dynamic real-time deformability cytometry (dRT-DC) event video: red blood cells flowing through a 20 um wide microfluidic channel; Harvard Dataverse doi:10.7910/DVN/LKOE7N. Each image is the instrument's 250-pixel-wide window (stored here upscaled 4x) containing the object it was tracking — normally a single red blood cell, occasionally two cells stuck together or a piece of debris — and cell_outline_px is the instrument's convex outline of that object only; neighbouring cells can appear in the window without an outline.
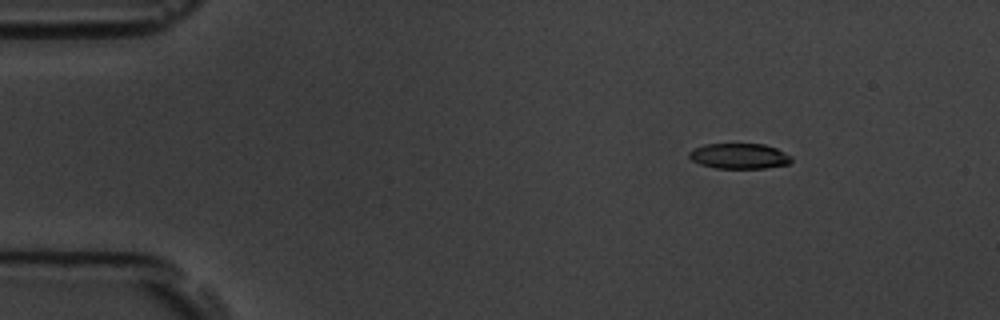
{"species": "common noctule bat (a hibernating species)", "species_latin": "Nyctalus noctula", "temperature_condition": "room temperature", "stored_images_in_passage": 3, "camera_frame_rate_fps": 3000, "um_per_image_px": 0.085, "animal": {"sex": "male", "body_mass_g": 19.5, "forearm_length_mm": 54.6}, "frame": {"image": 1, "passage_image": 1, "time_ms": 0.0, "image_size_px": [1000, 320], "cell_outline_px": [[792, 160], [788, 164], [764, 168], [716, 168], [700, 164], [692, 160], [688, 156], [688, 152], [692, 148], [704, 144], [764, 144], [776, 148], [792, 156]], "centroid_in_image_um": [62.81, 13.26], "position_along_channel_um": 22.2, "area_um2": 15.2}}